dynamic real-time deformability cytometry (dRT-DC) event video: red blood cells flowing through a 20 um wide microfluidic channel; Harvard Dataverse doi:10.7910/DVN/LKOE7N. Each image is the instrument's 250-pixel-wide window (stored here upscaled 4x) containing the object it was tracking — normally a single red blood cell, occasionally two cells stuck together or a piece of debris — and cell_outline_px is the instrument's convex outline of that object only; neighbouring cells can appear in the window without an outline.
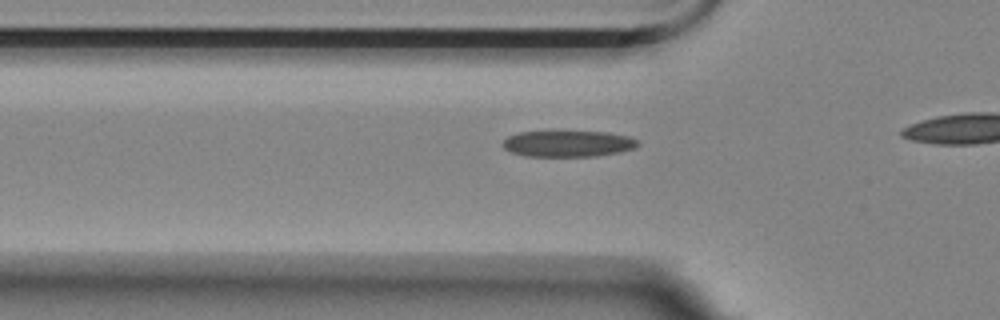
{"species": "Egyptian fruit bat (a non-hibernating species)", "species_latin": "Rousettus aegyptiacus", "temperature_condition": "room temperature", "stored_images_in_passage": 20, "camera_frame_rate_fps": 3000, "um_per_image_px": 0.085, "animal": {"sex": "female"}, "frame": {"image": 1, "passage_image": 14, "time_ms": 4.333, "image_size_px": [1000, 320], "cell_outline_px": [[640, 144], [636, 148], [620, 152], [596, 156], [524, 156], [512, 152], [504, 148], [500, 144], [508, 136], [520, 132], [608, 132], [628, 136], [636, 140]], "centroid_in_image_um": [48.29, 12.22], "position_along_channel_um": 77.5, "area_um2": 20.58}}
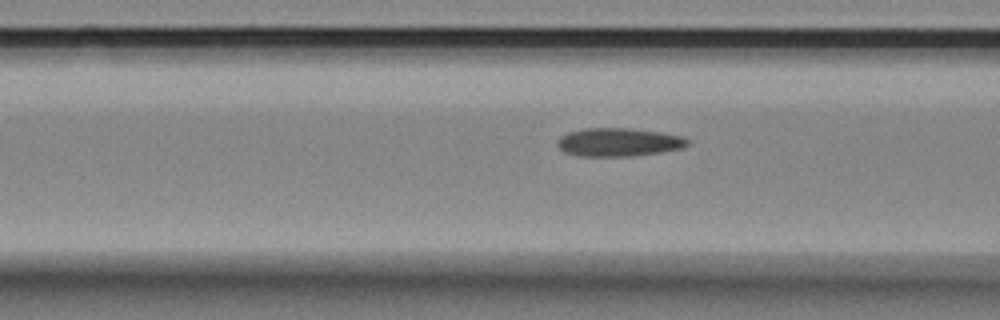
{"frame": {"image": 2, "passage_image": 17, "time_ms": 5.333, "image_size_px": [1000, 320], "cell_outline_px": [[688, 144], [680, 148], [660, 152], [632, 156], [580, 156], [564, 152], [556, 144], [556, 140], [560, 136], [568, 132], [584, 128], [628, 128], [660, 132], [680, 136], [688, 140]], "centroid_in_image_um": [52.51, 12.08], "position_along_channel_um": 114.1, "area_um2": 21.39}}